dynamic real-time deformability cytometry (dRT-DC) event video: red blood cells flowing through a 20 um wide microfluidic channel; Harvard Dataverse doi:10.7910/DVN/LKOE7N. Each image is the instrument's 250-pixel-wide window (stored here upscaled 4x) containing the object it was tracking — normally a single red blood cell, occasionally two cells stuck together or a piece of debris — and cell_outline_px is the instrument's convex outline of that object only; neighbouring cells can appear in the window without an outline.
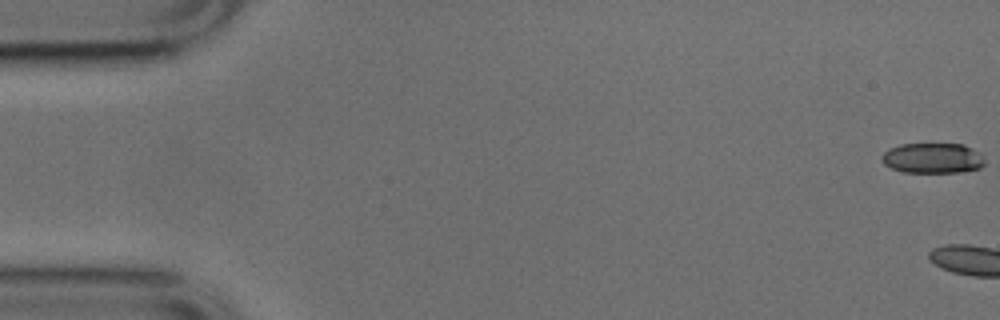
{"species": "common noctule bat (a hibernating species)", "species_latin": "Nyctalus noctula", "temperature_condition": "cold", "stored_images_in_passage": 4, "camera_frame_rate_fps": 3000, "um_per_image_px": 0.085, "animal": {"sex": "male", "body_mass_g": 17.9, "forearm_length_mm": 54.2}, "frame": {"image": 1, "passage_image": 1, "time_ms": 0.0, "image_size_px": [1000, 320], "cell_outline_px": [[984, 164], [980, 168], [956, 172], [904, 172], [892, 168], [884, 164], [880, 160], [880, 156], [884, 152], [900, 144], [964, 144], [980, 152], [984, 160]], "centroid_in_image_um": [79.27, 13.43], "position_along_channel_um": 5.7, "area_um2": 18.15}}